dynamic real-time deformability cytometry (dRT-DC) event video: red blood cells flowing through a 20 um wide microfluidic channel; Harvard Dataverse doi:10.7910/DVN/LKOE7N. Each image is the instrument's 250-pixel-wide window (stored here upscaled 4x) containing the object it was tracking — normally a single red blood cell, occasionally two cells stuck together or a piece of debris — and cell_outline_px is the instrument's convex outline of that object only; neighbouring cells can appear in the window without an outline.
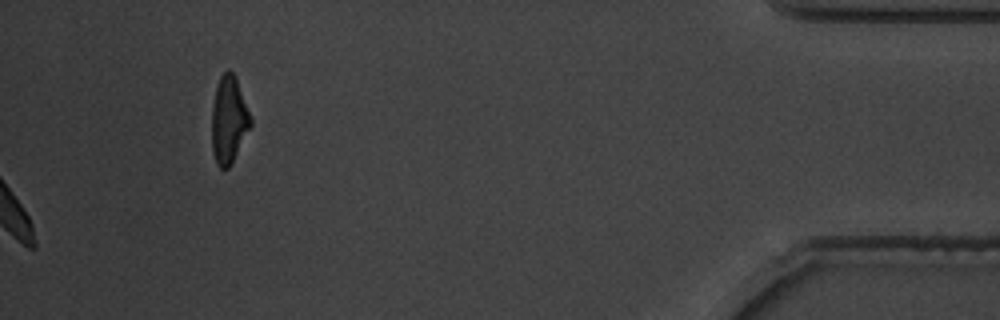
{"species": "common noctule bat (a hibernating species)", "species_latin": "Nyctalus noctula", "temperature_condition": "warm", "stored_images_in_passage": 53, "camera_frame_rate_fps": 3000, "um_per_image_px": 0.085, "animal": {"sex": "male", "body_mass_g": 19.5, "forearm_length_mm": 54.6}, "frame": {"image": 1, "passage_image": 53, "time_ms": 17.333, "image_size_px": [1000, 320], "cell_outline_px": [[252, 124], [228, 168], [220, 168], [216, 164], [212, 152], [212, 104], [216, 88], [220, 76], [228, 68], [236, 76], [252, 120]], "centroid_in_image_um": [19.44, 10.16], "position_along_channel_um": 415.8, "area_um2": 19.59}, "authors_computed_cell_mechanics": {"area_um2": 19.1896, "velocity_mm_per_s": 3.5653, "shape_relaxation_time_tau1_ms": 5.0753, "shape_relaxation_time_tau2_ms": 2.7613, "deformation_change_tau1": 0.1964, "deformation_change_tau2": 0.0719}}